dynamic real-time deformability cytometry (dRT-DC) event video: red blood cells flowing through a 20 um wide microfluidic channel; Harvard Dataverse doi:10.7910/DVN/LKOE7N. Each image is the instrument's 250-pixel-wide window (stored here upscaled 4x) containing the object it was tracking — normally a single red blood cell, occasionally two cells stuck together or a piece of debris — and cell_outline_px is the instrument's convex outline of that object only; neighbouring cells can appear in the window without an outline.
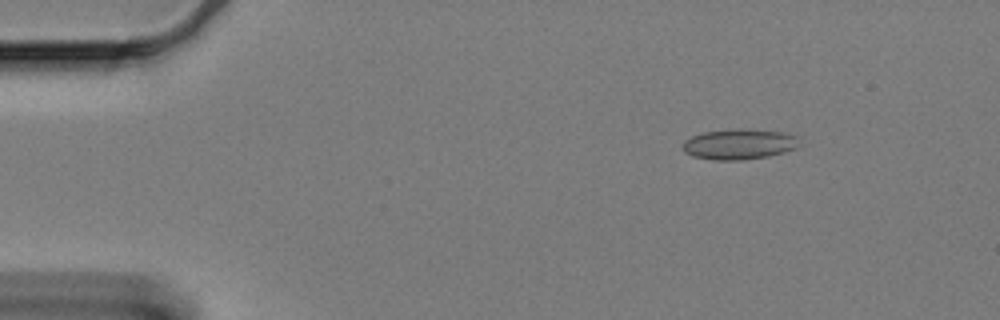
{"species": "Egyptian fruit bat (a non-hibernating species)", "species_latin": "Rousettus aegyptiacus", "temperature_condition": "cold", "stored_images_in_passage": 54, "camera_frame_rate_fps": 3000, "um_per_image_px": 0.085, "animal": {"sex": "female"}, "frame": {"image": 1, "passage_image": 2, "time_ms": 0.333, "image_size_px": [1000, 320], "cell_outline_px": [[796, 148], [784, 152], [768, 156], [740, 160], [712, 160], [692, 156], [684, 152], [684, 140], [692, 136], [704, 132], [740, 128], [784, 132], [796, 136]], "centroid_in_image_um": [62.79, 12.26], "position_along_channel_um": 22.2, "area_um2": 20.52}}
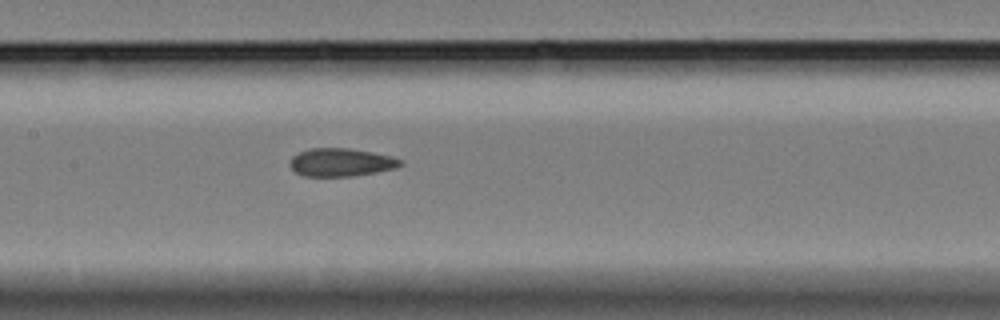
{"frame": {"image": 2, "passage_image": 23, "time_ms": 7.333, "image_size_px": [1000, 320], "cell_outline_px": [[404, 164], [396, 168], [376, 172], [352, 176], [304, 176], [296, 172], [288, 164], [292, 156], [300, 152], [312, 148], [348, 148], [372, 152], [392, 156], [404, 160]], "centroid_in_image_um": [29.02, 13.79], "position_along_channel_um": 178.4, "area_um2": 18.15}}
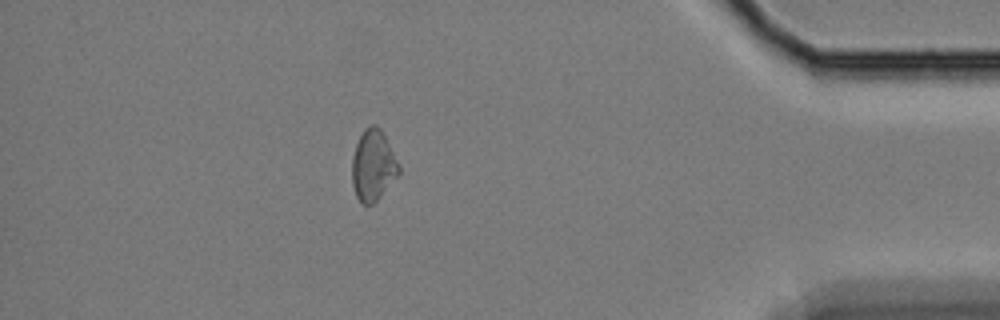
{"frame": {"image": 3, "passage_image": 47, "time_ms": 15.333, "image_size_px": [1000, 320], "cell_outline_px": [[400, 172], [380, 196], [372, 204], [360, 204], [356, 196], [352, 184], [352, 156], [356, 144], [364, 128], [372, 124], [376, 124], [384, 132], [400, 168]], "centroid_in_image_um": [31.69, 14.04], "position_along_channel_um": 403.5, "area_um2": 19.31}, "authors_computed_cell_mechanics": {"area_um2": 19.1029, "velocity_mm_per_s": 3.318, "shape_relaxation_time_tau1_ms": null, "shape_relaxation_time_tau2_ms": 2.9999, "deformation_change_tau1": null, "deformation_change_tau2": 0.0788}}